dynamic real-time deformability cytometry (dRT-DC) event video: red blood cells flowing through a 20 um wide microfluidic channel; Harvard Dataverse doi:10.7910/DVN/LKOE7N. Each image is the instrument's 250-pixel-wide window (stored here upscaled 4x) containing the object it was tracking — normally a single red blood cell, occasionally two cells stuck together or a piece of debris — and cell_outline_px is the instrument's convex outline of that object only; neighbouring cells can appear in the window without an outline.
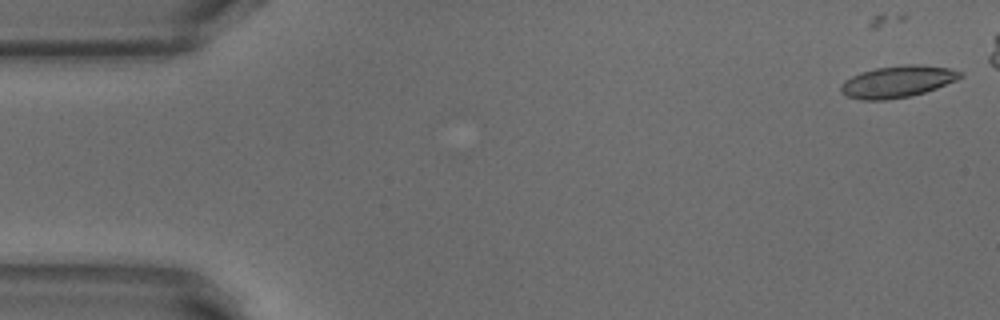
{"species": "common noctule bat (a hibernating species)", "species_latin": "Nyctalus noctula", "temperature_condition": "warm", "stored_images_in_passage": 34, "camera_frame_rate_fps": 3000, "um_per_image_px": 0.085, "animal": {"sex": "male", "body_mass_g": 18.8}, "frame": {"image": 1, "passage_image": 1, "time_ms": 0.0, "image_size_px": [1000, 320], "cell_outline_px": [[964, 76], [956, 80], [936, 88], [924, 92], [908, 96], [888, 100], [860, 100], [848, 96], [840, 92], [840, 84], [844, 80], [860, 72], [876, 68], [904, 64], [920, 64], [948, 68], [964, 72]], "centroid_in_image_um": [76.27, 6.93], "position_along_channel_um": 8.7, "area_um2": 22.2}}
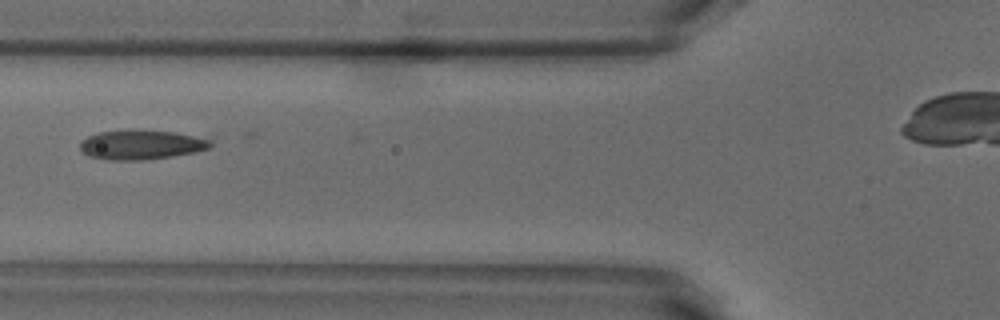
{"frame": {"image": 2, "passage_image": 19, "time_ms": 6.0, "image_size_px": [1000, 320], "cell_outline_px": [[212, 148], [196, 152], [172, 156], [144, 160], [108, 160], [88, 156], [80, 148], [80, 140], [88, 136], [100, 132], [128, 128], [132, 128], [176, 132], [212, 140]], "centroid_in_image_um": [12.01, 12.28], "position_along_channel_um": 113.8, "area_um2": 22.95}}
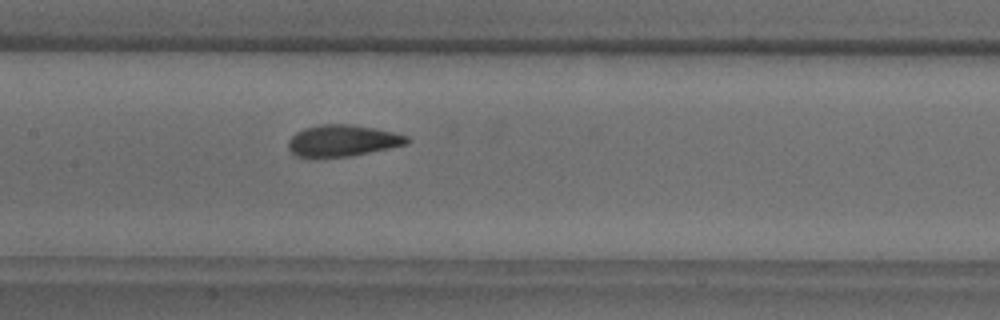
{"frame": {"image": 3, "passage_image": 24, "time_ms": 7.667, "image_size_px": [1000, 320], "cell_outline_px": [[412, 140], [408, 144], [348, 156], [312, 160], [308, 160], [296, 156], [288, 148], [288, 140], [296, 132], [304, 128], [320, 124], [352, 124], [376, 128], [408, 136]], "centroid_in_image_um": [29.06, 11.98], "position_along_channel_um": 178.3, "area_um2": 22.37}}